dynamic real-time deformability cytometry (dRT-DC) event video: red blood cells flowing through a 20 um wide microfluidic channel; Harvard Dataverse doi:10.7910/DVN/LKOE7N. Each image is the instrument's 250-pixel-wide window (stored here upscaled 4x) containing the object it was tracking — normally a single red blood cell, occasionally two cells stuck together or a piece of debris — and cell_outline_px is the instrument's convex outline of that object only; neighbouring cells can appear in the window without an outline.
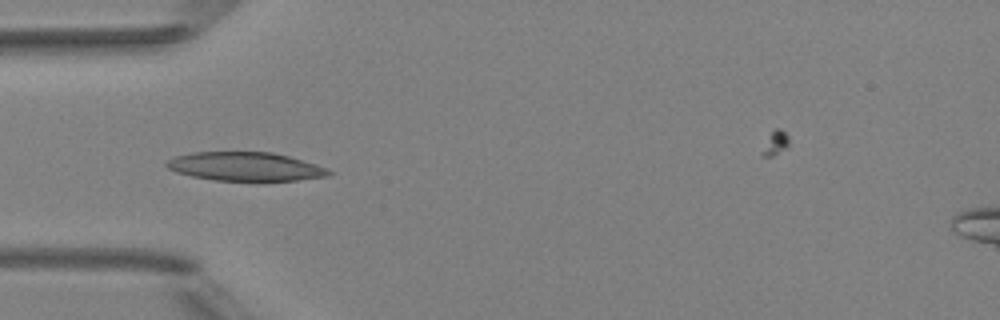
{"species": "Egyptian fruit bat (a non-hibernating species)", "species_latin": "Rousettus aegyptiacus", "temperature_condition": "room temperature", "stored_images_in_passage": 6, "camera_frame_rate_fps": 3000, "um_per_image_px": 0.085, "animal": {"sex": "female"}, "frame": {"image": 1, "passage_image": 5, "time_ms": 4.333, "image_size_px": [1000, 320], "cell_outline_px": [[332, 172], [328, 176], [296, 180], [212, 180], [192, 176], [176, 172], [168, 168], [164, 164], [168, 160], [176, 156], [192, 152], [272, 152], [288, 156], [316, 164]], "centroid_in_image_um": [20.81, 14.15], "position_along_channel_um": 64.2, "area_um2": 26.82}}
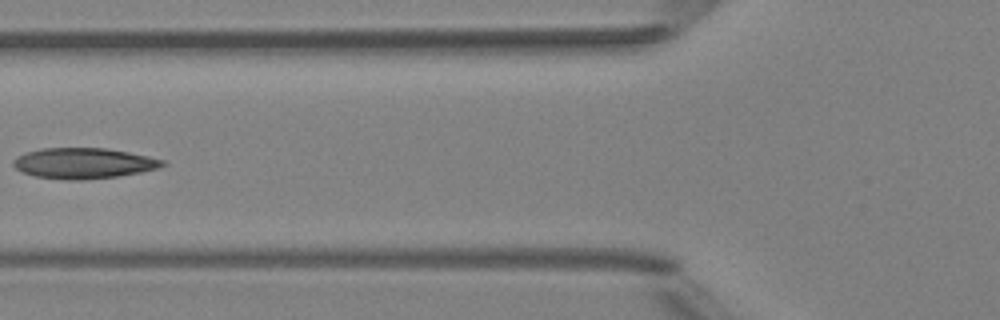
{"frame": {"image": 2, "passage_image": 6, "time_ms": 5.667, "image_size_px": [1000, 320], "cell_outline_px": [[168, 164], [160, 168], [140, 172], [116, 176], [84, 180], [64, 180], [36, 176], [24, 172], [16, 168], [12, 164], [12, 160], [16, 156], [24, 152], [40, 148], [108, 148], [148, 156], [164, 160]], "centroid_in_image_um": [7.1, 13.87], "position_along_channel_um": 118.7, "area_um2": 26.82}}